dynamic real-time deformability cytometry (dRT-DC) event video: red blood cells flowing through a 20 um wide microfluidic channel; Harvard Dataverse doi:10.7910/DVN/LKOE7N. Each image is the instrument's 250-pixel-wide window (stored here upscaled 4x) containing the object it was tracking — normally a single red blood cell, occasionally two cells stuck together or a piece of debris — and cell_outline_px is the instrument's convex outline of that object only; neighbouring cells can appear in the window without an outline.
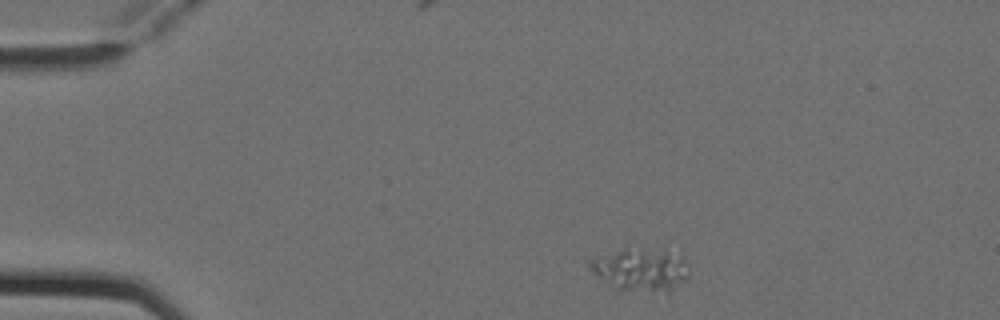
{"species": "Egyptian fruit bat (a non-hibernating species)", "species_latin": "Rousettus aegyptiacus", "temperature_condition": "cold", "stored_images_in_passage": 3, "camera_frame_rate_fps": 3000, "um_per_image_px": 0.085, "animal": {"sex": "female"}, "frame": {"image": 1, "passage_image": 1, "time_ms": 0.0, "image_size_px": [1000, 320], "cell_outline_px": [[688, 276], [668, 296], [616, 288], [608, 284], [588, 268], [588, 260], [624, 244], [664, 248], [684, 256], [688, 272]], "centroid_in_image_um": [54.48, 22.86], "position_along_channel_um": 30.5, "area_um2": 26.76}}